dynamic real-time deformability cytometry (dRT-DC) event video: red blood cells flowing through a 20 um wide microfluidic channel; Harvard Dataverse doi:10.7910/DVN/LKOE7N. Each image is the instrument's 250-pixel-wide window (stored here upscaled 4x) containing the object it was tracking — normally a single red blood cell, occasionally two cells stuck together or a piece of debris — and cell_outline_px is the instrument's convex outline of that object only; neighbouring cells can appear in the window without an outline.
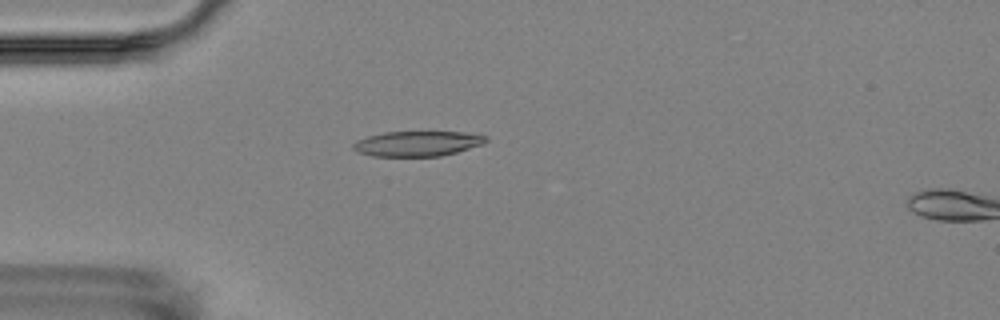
{"species": "Egyptian fruit bat (a non-hibernating species)", "species_latin": "Rousettus aegyptiacus", "temperature_condition": "room temperature", "stored_images_in_passage": 6, "camera_frame_rate_fps": 3000, "um_per_image_px": 0.085, "animal": {"sex": "female"}, "frame": {"image": 1, "passage_image": 5, "time_ms": 4.667, "image_size_px": [1000, 320], "cell_outline_px": [[488, 140], [484, 144], [456, 152], [440, 156], [372, 156], [356, 152], [352, 148], [352, 144], [356, 140], [368, 136], [384, 132], [464, 132], [488, 136]], "centroid_in_image_um": [35.47, 12.2], "position_along_channel_um": 49.5, "area_um2": 19.54}}